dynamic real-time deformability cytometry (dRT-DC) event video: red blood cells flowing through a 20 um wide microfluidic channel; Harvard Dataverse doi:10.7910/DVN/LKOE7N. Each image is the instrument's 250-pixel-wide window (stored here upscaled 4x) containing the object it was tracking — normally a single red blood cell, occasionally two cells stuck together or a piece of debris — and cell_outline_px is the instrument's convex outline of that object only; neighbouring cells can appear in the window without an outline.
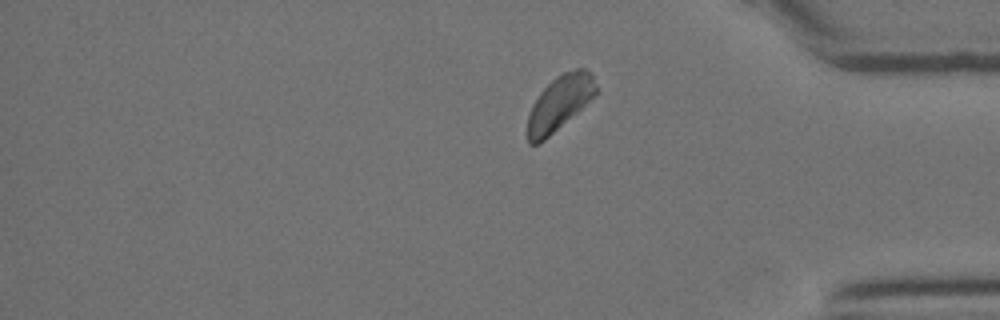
{"species": "Egyptian fruit bat (a non-hibernating species)", "species_latin": "Rousettus aegyptiacus", "temperature_condition": "room temperature", "stored_images_in_passage": 26, "segment_of_instrument_passage": [2, 2], "camera_frame_rate_fps": 3000, "um_per_image_px": 0.085, "animal": {"sex": "female"}, "frame": {"image": 1, "passage_image": 26, "time_ms": 8.333, "image_size_px": [1000, 320], "cell_outline_px": [[600, 92], [540, 144], [528, 144], [528, 116], [532, 104], [540, 92], [560, 72], [576, 68], [588, 68], [600, 88]], "centroid_in_image_um": [47.62, 8.72], "position_along_channel_um": 387.6, "area_um2": 22.2}}